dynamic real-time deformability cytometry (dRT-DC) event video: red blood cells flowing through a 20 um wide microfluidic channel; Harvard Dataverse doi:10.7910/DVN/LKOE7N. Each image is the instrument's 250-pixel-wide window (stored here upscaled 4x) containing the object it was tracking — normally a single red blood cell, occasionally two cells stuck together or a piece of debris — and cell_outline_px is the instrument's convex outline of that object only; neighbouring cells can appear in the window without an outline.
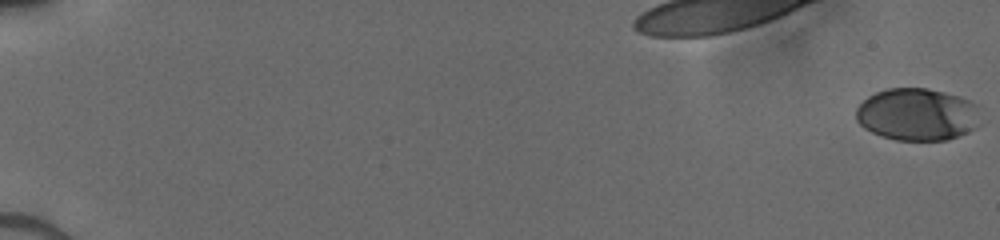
{"species": "human", "species_latin": "Homo sapiens", "temperature_condition": "cold", "stored_images_in_passage": 51, "camera_frame_rate_fps": 3000, "um_per_image_px": 0.085, "donor": {"sex": "male"}, "frame": {"image": 1, "passage_image": 1, "time_ms": 0.0, "image_size_px": [1000, 240], "cell_outline_px": [[980, 104], [976, 128], [968, 132], [948, 140], [896, 140], [880, 136], [864, 128], [856, 120], [856, 108], [868, 96], [876, 92], [888, 88], [928, 88], [960, 96]], "centroid_in_image_um": [77.98, 9.72], "position_along_channel_um": 7.0, "area_um2": 38.26}}
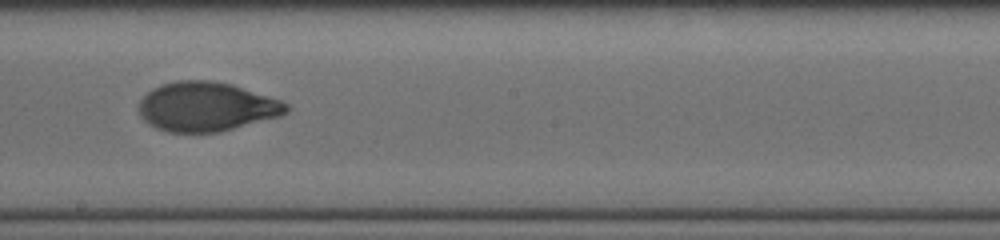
{"frame": {"image": 2, "passage_image": 33, "time_ms": 10.667, "image_size_px": [1000, 240], "cell_outline_px": [[288, 112], [280, 116], [220, 132], [168, 132], [156, 128], [148, 124], [140, 116], [140, 100], [152, 88], [160, 84], [176, 80], [212, 80], [232, 84], [280, 100], [288, 104]], "centroid_in_image_um": [17.53, 9.06], "position_along_channel_um": 230.7, "area_um2": 42.37}}
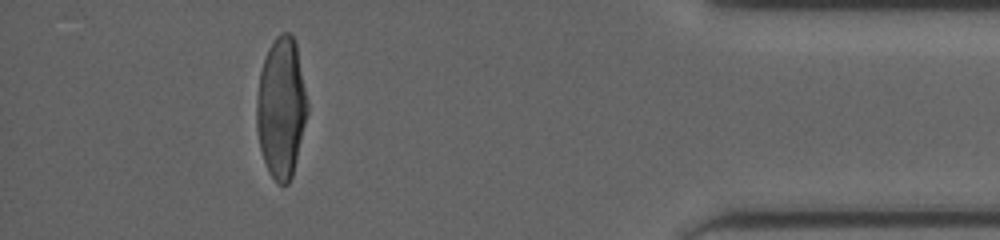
{"frame": {"image": 3, "passage_image": 49, "time_ms": 16.0, "image_size_px": [1000, 240], "cell_outline_px": [[308, 116], [292, 176], [288, 184], [276, 184], [268, 172], [260, 148], [256, 124], [256, 100], [260, 72], [268, 48], [272, 40], [280, 32], [288, 32], [292, 36], [296, 44], [308, 100]], "centroid_in_image_um": [23.91, 9.17], "position_along_channel_um": 411.3, "area_um2": 41.96}}